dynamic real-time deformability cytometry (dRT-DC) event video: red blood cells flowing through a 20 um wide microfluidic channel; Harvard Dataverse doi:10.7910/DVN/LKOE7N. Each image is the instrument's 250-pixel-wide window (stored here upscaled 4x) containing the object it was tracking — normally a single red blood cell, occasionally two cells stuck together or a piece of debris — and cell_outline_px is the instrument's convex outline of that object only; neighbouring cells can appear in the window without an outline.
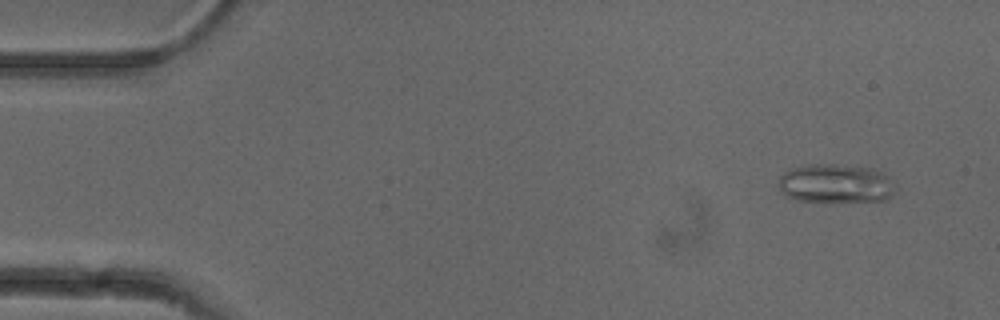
{"species": "common noctule bat (a hibernating species)", "species_latin": "Nyctalus noctula", "temperature_condition": "cold", "stored_images_in_passage": 53, "camera_frame_rate_fps": 3000, "um_per_image_px": 0.085, "animal": {"sex": "female"}, "frame": {"image": 1, "passage_image": 4, "time_ms": 1.0, "image_size_px": [1000, 320], "cell_outline_px": [[892, 192], [884, 200], [796, 200], [788, 196], [780, 188], [780, 176], [784, 172], [792, 168], [808, 164], [836, 164], [872, 168], [888, 176]], "centroid_in_image_um": [70.97, 15.56], "position_along_channel_um": 14.0, "area_um2": 25.43}}
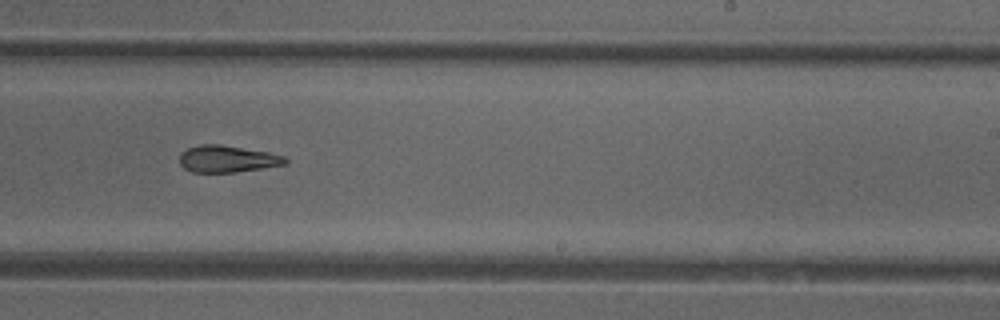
{"frame": {"image": 2, "passage_image": 32, "time_ms": 10.333, "image_size_px": [1000, 320], "cell_outline_px": [[288, 164], [236, 172], [192, 172], [184, 168], [180, 164], [180, 152], [188, 148], [200, 144], [220, 144], [268, 152], [284, 156], [288, 160]], "centroid_in_image_um": [19.32, 13.5], "position_along_channel_um": 269.7, "area_um2": 16.59}}
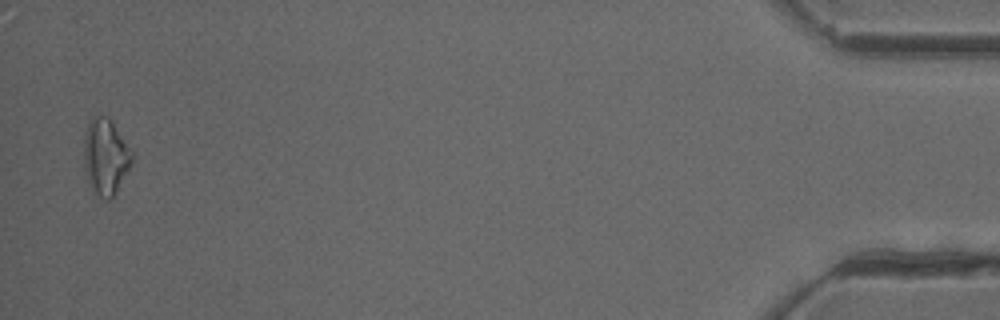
{"frame": {"image": 3, "passage_image": 51, "time_ms": 16.667, "image_size_px": [1000, 320], "cell_outline_px": [[132, 160], [128, 168], [112, 196], [108, 200], [104, 200], [92, 192], [88, 184], [84, 168], [84, 140], [88, 124], [92, 116], [108, 116], [132, 152]], "centroid_in_image_um": [8.92, 13.33], "position_along_channel_um": 426.3, "area_um2": 20.87}, "authors_computed_cell_mechanics": {"area_um2": 17.8602, "velocity_mm_per_s": 3.9459, "shape_relaxation_time_tau1_ms": null, "shape_relaxation_time_tau2_ms": 7.2971, "deformation_change_tau1": null, "deformation_change_tau2": 0.1583}}